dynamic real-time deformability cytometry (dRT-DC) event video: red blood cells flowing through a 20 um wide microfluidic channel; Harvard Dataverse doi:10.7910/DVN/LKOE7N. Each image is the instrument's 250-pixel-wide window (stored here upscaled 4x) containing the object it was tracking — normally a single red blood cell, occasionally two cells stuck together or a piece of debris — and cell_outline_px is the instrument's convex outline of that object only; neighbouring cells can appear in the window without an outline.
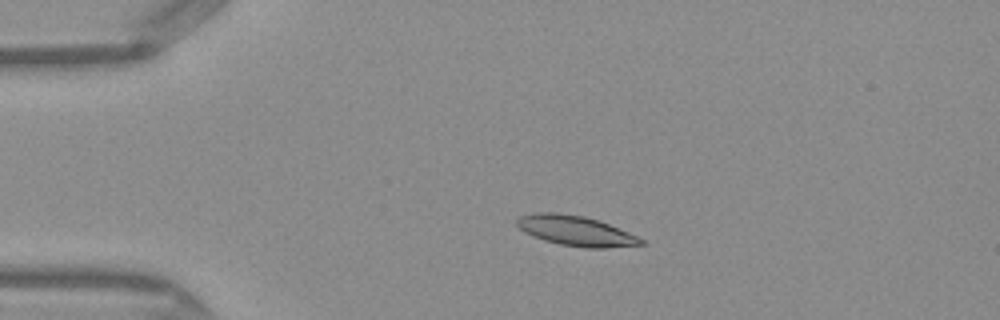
{"species": "Egyptian fruit bat (a non-hibernating species)", "species_latin": "Rousettus aegyptiacus", "temperature_condition": "warm", "stored_images_in_passage": 41, "camera_frame_rate_fps": 3000, "um_per_image_px": 0.085, "frame": {"image": 1, "passage_image": 3, "time_ms": 0.667, "image_size_px": [1000, 320], "cell_outline_px": [[648, 244], [604, 248], [584, 248], [560, 244], [544, 240], [532, 236], [524, 232], [516, 224], [516, 216], [532, 212], [556, 212], [584, 216], [608, 224], [628, 232], [644, 240]], "centroid_in_image_um": [48.89, 19.61], "position_along_channel_um": 36.1, "area_um2": 21.85}}
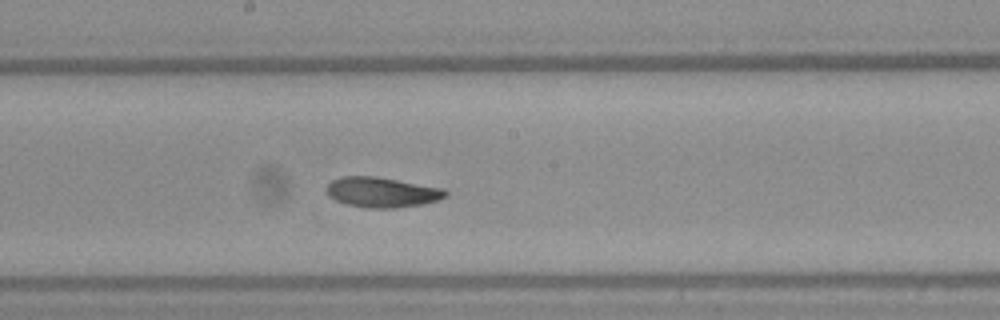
{"frame": {"image": 2, "passage_image": 19, "time_ms": 6.0, "image_size_px": [1000, 320], "cell_outline_px": [[448, 196], [436, 200], [420, 204], [396, 208], [368, 208], [344, 204], [328, 196], [328, 184], [332, 180], [340, 176], [376, 176], [444, 188], [448, 192]], "centroid_in_image_um": [32.46, 16.33], "position_along_channel_um": 215.7, "area_um2": 20.92}}
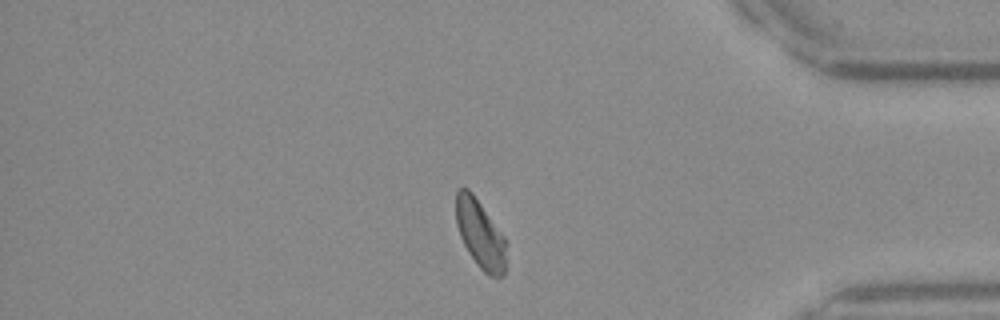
{"frame": {"image": 3, "passage_image": 34, "time_ms": 11.0, "image_size_px": [1000, 320], "cell_outline_px": [[508, 244], [504, 276], [488, 276], [476, 264], [468, 252], [460, 236], [456, 224], [456, 192], [460, 188], [468, 188], [472, 192], [504, 236]], "centroid_in_image_um": [40.84, 19.92], "position_along_channel_um": 394.4, "area_um2": 20.23}, "authors_computed_cell_mechanics": {"area_um2": 20.808, "velocity_mm_per_s": 4.1118, "shape_relaxation_time_tau1_ms": 6.5377, "shape_relaxation_time_tau2_ms": 3.033, "deformation_change_tau1": 0.1684, "deformation_change_tau2": 0.0925}}